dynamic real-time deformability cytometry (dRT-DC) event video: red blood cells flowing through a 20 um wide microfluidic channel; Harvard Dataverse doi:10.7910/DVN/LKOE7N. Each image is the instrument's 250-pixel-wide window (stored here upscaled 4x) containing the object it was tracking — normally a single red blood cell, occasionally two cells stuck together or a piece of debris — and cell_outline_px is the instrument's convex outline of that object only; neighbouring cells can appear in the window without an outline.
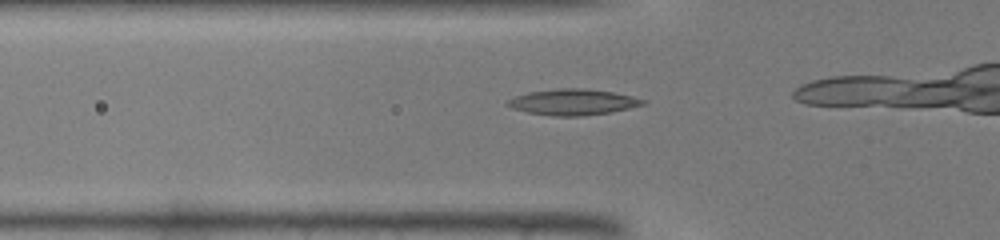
{"species": "common noctule bat (a hibernating species)", "species_latin": "Nyctalus noctula", "temperature_condition": "warm", "stored_images_in_passage": 15, "camera_frame_rate_fps": 3000, "um_per_image_px": 0.085, "animal": {"sex": "male", "body_mass_g": 19.0, "forearm_length_mm": 50.8}, "frame": {"image": 1, "passage_image": 11, "time_ms": 3.333, "image_size_px": [1000, 240], "cell_outline_px": [[648, 100], [644, 104], [612, 112], [580, 116], [552, 116], [528, 112], [512, 108], [504, 104], [508, 100], [516, 96], [528, 92], [560, 88], [584, 88], [612, 92], [632, 96]], "centroid_in_image_um": [48.7, 8.67], "position_along_channel_um": 77.1, "area_um2": 20.4}}
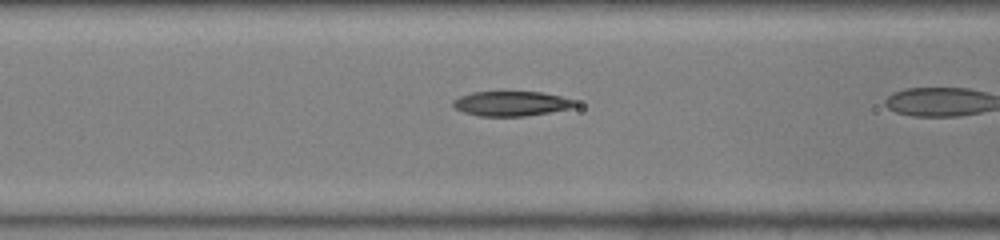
{"frame": {"image": 2, "passage_image": 14, "time_ms": 4.333, "image_size_px": [1000, 240], "cell_outline_px": [[580, 104], [572, 108], [524, 116], [480, 116], [464, 112], [456, 108], [452, 104], [452, 100], [460, 96], [472, 92], [544, 92], [576, 100]], "centroid_in_image_um": [43.5, 8.8], "position_along_channel_um": 123.1, "area_um2": 17.63}}